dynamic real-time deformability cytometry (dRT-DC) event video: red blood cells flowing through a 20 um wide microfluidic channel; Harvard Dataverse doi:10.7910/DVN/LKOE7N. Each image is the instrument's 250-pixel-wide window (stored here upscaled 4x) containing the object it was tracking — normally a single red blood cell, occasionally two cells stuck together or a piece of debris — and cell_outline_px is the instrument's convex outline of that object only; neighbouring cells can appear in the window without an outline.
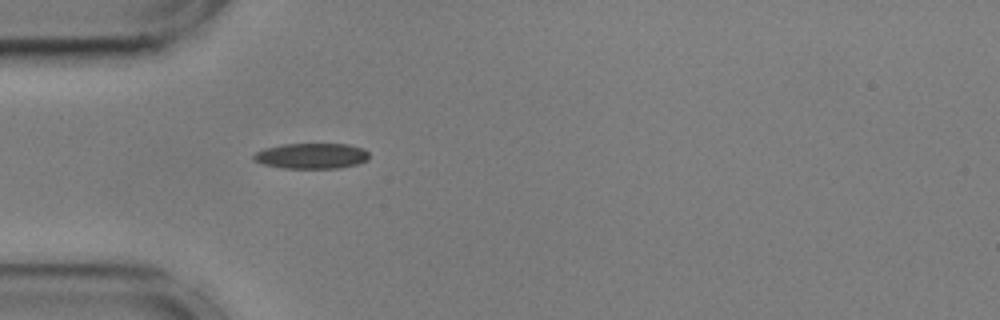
{"species": "common noctule bat (a hibernating species)", "species_latin": "Nyctalus noctula", "temperature_condition": "cold", "stored_images_in_passage": 33, "camera_frame_rate_fps": 3000, "um_per_image_px": 0.085, "animal": {"sex": "male", "body_mass_g": 17.9, "forearm_length_mm": 54.2}, "frame": {"image": 1, "passage_image": 1, "time_ms": 0.0, "image_size_px": [1000, 320], "cell_outline_px": [[368, 160], [356, 164], [340, 168], [284, 168], [264, 164], [252, 160], [252, 156], [256, 152], [264, 148], [284, 144], [348, 144], [364, 148], [368, 152]], "centroid_in_image_um": [26.48, 13.25], "position_along_channel_um": 58.5, "area_um2": 17.22}, "authors_computed_cell_mechanics": {"area_um2": 16.8198, "velocity_mm_per_s": 3.611, "shape_relaxation_time_tau1_ms": 7.7877, "shape_relaxation_time_tau2_ms": 10.0325, "deformation_change_tau1": 0.1288, "deformation_change_tau2": 0.1685}}